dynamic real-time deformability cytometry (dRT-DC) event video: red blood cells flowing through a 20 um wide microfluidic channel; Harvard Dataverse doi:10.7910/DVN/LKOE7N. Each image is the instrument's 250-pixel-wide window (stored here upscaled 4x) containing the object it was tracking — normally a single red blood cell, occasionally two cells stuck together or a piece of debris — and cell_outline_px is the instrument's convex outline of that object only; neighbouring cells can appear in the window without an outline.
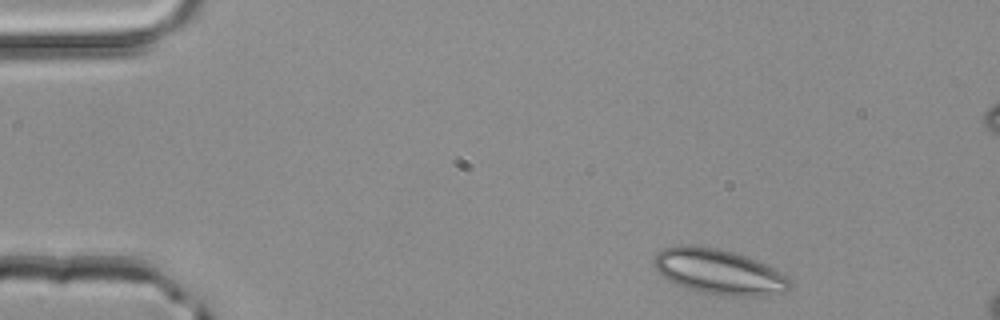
{"species": "common noctule bat (a hibernating species)", "species_latin": "Nyctalus noctula", "temperature_condition": "room temperature", "stored_images_in_passage": 3, "camera_frame_rate_fps": 3000, "um_per_image_px": 0.085, "animal": {"sex": "male", "body_mass_g": 20.4}, "frame": {"image": 1, "passage_image": 1, "time_ms": 0.0, "image_size_px": [1000, 320], "cell_outline_px": [[792, 288], [788, 292], [756, 296], [720, 296], [696, 292], [684, 288], [668, 280], [656, 268], [656, 256], [664, 248], [688, 244], [692, 244], [716, 248], [732, 252], [768, 264], [788, 276], [792, 280]], "centroid_in_image_um": [61.2, 23.13], "position_along_channel_um": 23.8, "area_um2": 36.07}}